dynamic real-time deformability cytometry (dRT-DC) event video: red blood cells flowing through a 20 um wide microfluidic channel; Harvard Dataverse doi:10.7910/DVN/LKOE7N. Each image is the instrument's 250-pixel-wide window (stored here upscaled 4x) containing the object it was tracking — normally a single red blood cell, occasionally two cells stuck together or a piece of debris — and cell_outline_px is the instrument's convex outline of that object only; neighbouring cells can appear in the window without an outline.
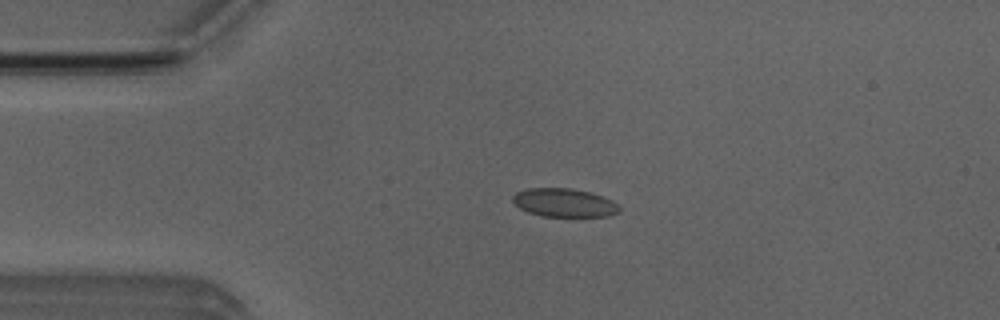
{"species": "Egyptian fruit bat (a non-hibernating species)", "species_latin": "Rousettus aegyptiacus", "temperature_condition": "room temperature", "stored_images_in_passage": 52, "camera_frame_rate_fps": 3000, "um_per_image_px": 0.085, "animal": {"sex": "male"}, "frame": {"image": 1, "passage_image": 11, "time_ms": 3.333, "image_size_px": [1000, 320], "cell_outline_px": [[620, 212], [608, 216], [540, 216], [528, 212], [520, 208], [512, 200], [512, 196], [516, 192], [528, 188], [572, 188], [592, 192], [604, 196], [612, 200], [620, 208]], "centroid_in_image_um": [47.97, 17.22], "position_along_channel_um": 37.0, "area_um2": 17.8}}
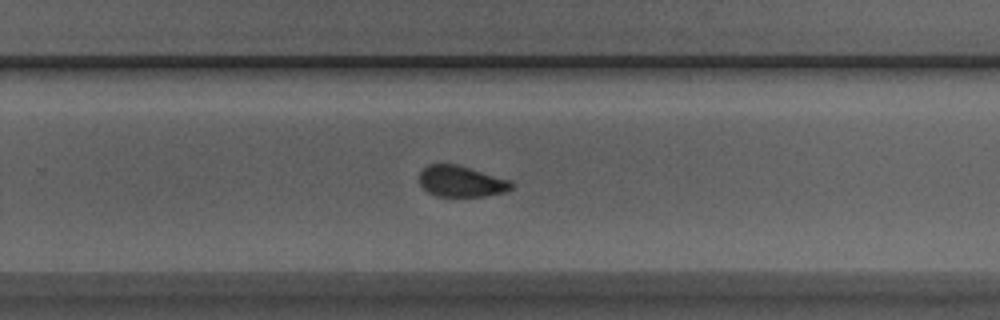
{"frame": {"image": 2, "passage_image": 33, "time_ms": 10.667, "image_size_px": [1000, 320], "cell_outline_px": [[516, 184], [512, 188], [504, 192], [484, 196], [436, 196], [428, 192], [420, 184], [420, 172], [428, 164], [456, 164], [512, 180]], "centroid_in_image_um": [39.24, 15.41], "position_along_channel_um": 290.6, "area_um2": 16.7}}
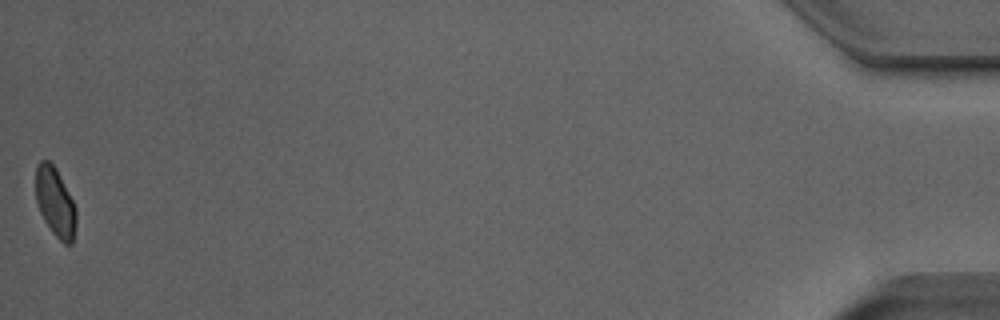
{"frame": {"image": 3, "passage_image": 52, "time_ms": 17.0, "image_size_px": [1000, 320], "cell_outline_px": [[76, 224], [72, 244], [64, 244], [52, 232], [44, 220], [40, 212], [36, 200], [36, 164], [40, 160], [48, 160], [56, 168], [76, 208]], "centroid_in_image_um": [4.69, 17.19], "position_along_channel_um": 430.5, "area_um2": 16.18}, "authors_computed_cell_mechanics": {"area_um2": 17.5134, "velocity_mm_per_s": 3.8706, "shape_relaxation_time_tau1_ms": null, "shape_relaxation_time_tau2_ms": 1.0285, "deformation_change_tau1": null, "deformation_change_tau2": 0.0554}}